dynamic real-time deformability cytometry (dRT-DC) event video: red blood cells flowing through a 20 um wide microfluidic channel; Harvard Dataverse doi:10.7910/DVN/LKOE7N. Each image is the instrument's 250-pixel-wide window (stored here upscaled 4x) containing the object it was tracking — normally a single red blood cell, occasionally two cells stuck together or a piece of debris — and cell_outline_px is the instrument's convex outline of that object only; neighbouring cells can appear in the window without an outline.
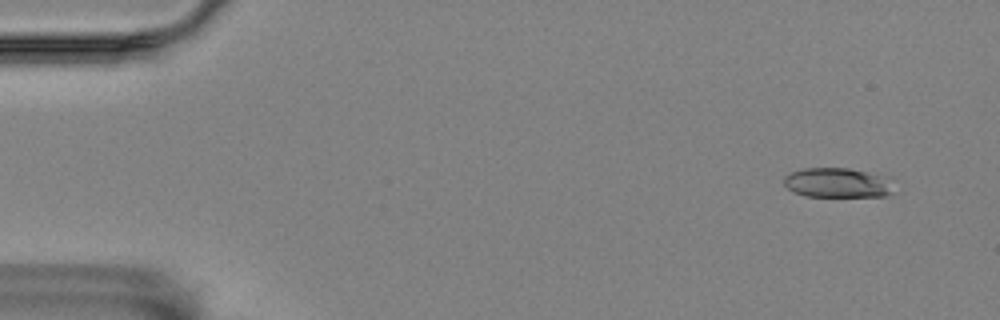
{"species": "Egyptian fruit bat (a non-hibernating species)", "species_latin": "Rousettus aegyptiacus", "temperature_condition": "room temperature", "stored_images_in_passage": 10, "segment_of_instrument_passage": [1, 2], "camera_frame_rate_fps": 3000, "um_per_image_px": 0.085, "animal": {"sex": "female"}, "frame": {"image": 1, "passage_image": 1, "time_ms": 0.0, "image_size_px": [1000, 320], "cell_outline_px": [[896, 192], [884, 196], [804, 196], [792, 192], [784, 184], [784, 176], [792, 172], [804, 168], [848, 168], [888, 176]], "centroid_in_image_um": [71.22, 15.54], "position_along_channel_um": 13.8, "area_um2": 19.25}}
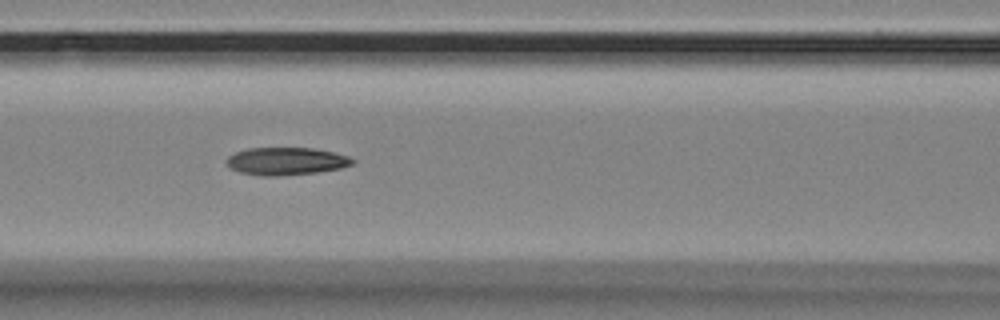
{"frame": {"image": 2, "passage_image": 7, "time_ms": 2.0, "image_size_px": [1000, 320], "cell_outline_px": [[356, 160], [352, 164], [340, 168], [316, 172], [276, 176], [264, 176], [240, 172], [228, 168], [228, 156], [236, 152], [248, 148], [312, 148], [332, 152], [348, 156]], "centroid_in_image_um": [24.31, 13.7], "position_along_channel_um": 142.3, "area_um2": 20.06}}
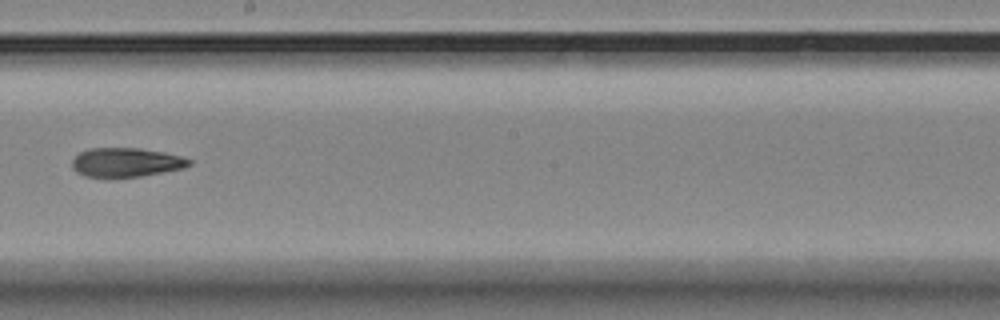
{"frame": {"image": 3, "passage_image": 9, "time_ms": 2.667, "image_size_px": [1000, 320], "cell_outline_px": [[192, 164], [184, 168], [140, 176], [112, 180], [108, 180], [84, 176], [76, 172], [72, 168], [72, 160], [80, 152], [92, 148], [140, 148], [164, 152], [180, 156], [192, 160]], "centroid_in_image_um": [10.68, 13.84], "position_along_channel_um": 237.5, "area_um2": 20.46}}